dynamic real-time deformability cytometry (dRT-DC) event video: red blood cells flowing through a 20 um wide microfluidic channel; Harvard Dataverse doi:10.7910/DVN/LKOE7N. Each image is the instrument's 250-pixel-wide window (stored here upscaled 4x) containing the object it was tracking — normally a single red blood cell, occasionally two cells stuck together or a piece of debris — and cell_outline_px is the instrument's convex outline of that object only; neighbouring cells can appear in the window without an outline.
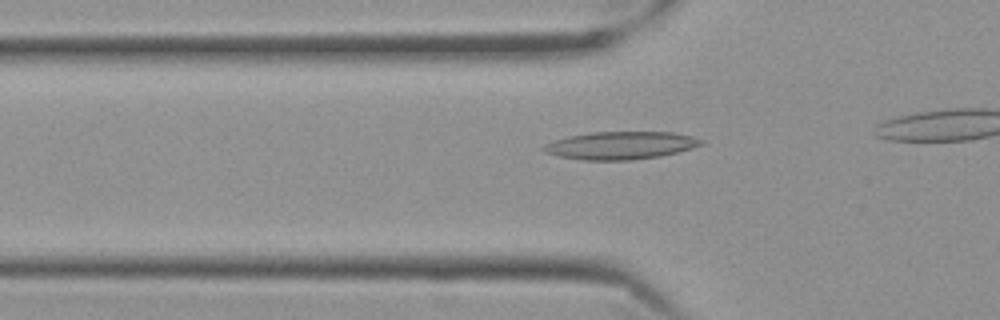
{"species": "Egyptian fruit bat (a non-hibernating species)", "species_latin": "Rousettus aegyptiacus", "temperature_condition": "cold", "stored_images_in_passage": 9, "camera_frame_rate_fps": 3000, "um_per_image_px": 0.085, "frame": {"image": 1, "passage_image": 3, "time_ms": 0.667, "image_size_px": [1000, 320], "cell_outline_px": [[704, 144], [692, 148], [660, 156], [628, 160], [584, 160], [560, 156], [544, 152], [540, 148], [556, 140], [568, 136], [592, 132], [672, 132], [692, 136], [704, 140]], "centroid_in_image_um": [52.78, 12.35], "position_along_channel_um": 73.0, "area_um2": 25.26}}
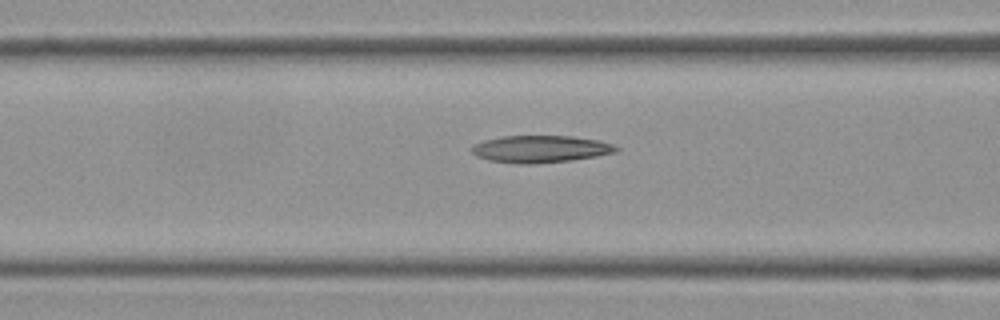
{"frame": {"image": 2, "passage_image": 7, "time_ms": 2.0, "image_size_px": [1000, 320], "cell_outline_px": [[620, 148], [616, 152], [596, 156], [572, 160], [528, 164], [516, 164], [488, 160], [476, 156], [468, 148], [472, 144], [484, 140], [504, 136], [572, 136], [596, 140], [612, 144]], "centroid_in_image_um": [45.88, 12.67], "position_along_channel_um": 120.7, "area_um2": 22.89}}